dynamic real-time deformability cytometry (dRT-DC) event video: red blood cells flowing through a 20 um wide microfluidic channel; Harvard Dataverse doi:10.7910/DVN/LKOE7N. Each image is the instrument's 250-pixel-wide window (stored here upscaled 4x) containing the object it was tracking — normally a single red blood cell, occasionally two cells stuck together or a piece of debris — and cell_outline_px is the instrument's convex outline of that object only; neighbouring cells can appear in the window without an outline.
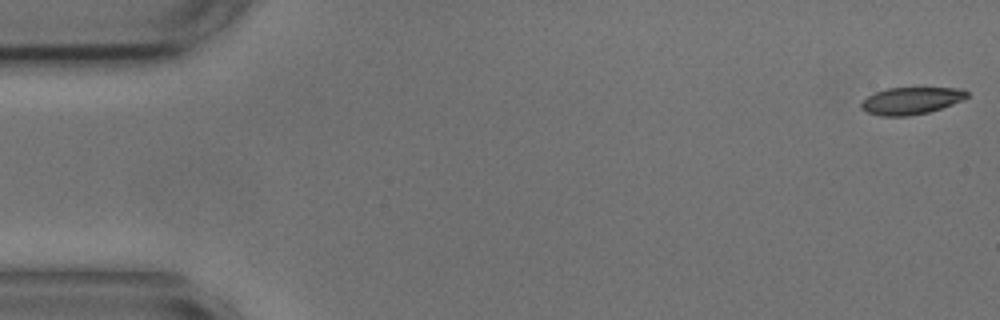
{"species": "common noctule bat (a hibernating species)", "species_latin": "Nyctalus noctula", "temperature_condition": "cold", "stored_images_in_passage": 55, "camera_frame_rate_fps": 3000, "um_per_image_px": 0.085, "animal": {"sex": "male", "body_mass_g": 17.9, "forearm_length_mm": 54.2}, "frame": {"image": 1, "passage_image": 1, "time_ms": 0.0, "image_size_px": [1000, 320], "cell_outline_px": [[968, 96], [964, 100], [928, 112], [908, 116], [880, 116], [868, 112], [860, 108], [860, 104], [868, 96], [876, 92], [888, 88], [964, 88], [968, 92]], "centroid_in_image_um": [77.46, 8.56], "position_along_channel_um": 7.5, "area_um2": 16.65}}
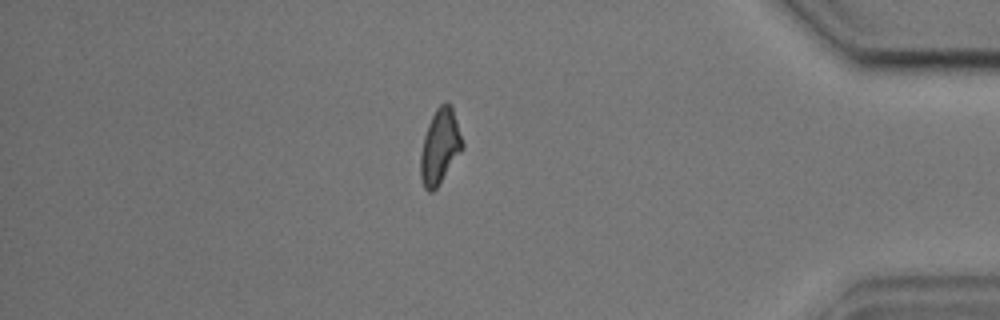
{"frame": {"image": 2, "passage_image": 47, "time_ms": 15.333, "image_size_px": [1000, 320], "cell_outline_px": [[464, 148], [436, 188], [432, 192], [428, 192], [424, 188], [420, 176], [420, 152], [424, 136], [428, 124], [436, 108], [440, 104], [448, 104], [452, 108], [464, 144]], "centroid_in_image_um": [37.38, 12.49], "position_along_channel_um": 397.8, "area_um2": 18.09}}
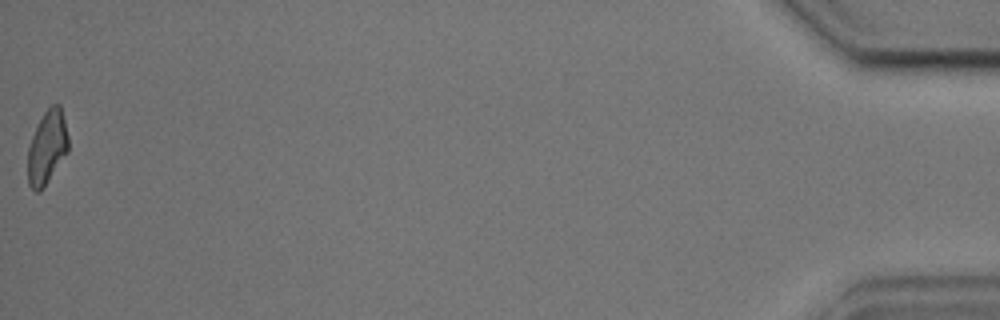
{"frame": {"image": 3, "passage_image": 55, "time_ms": 18.0, "image_size_px": [1000, 320], "cell_outline_px": [[68, 152], [44, 188], [40, 192], [36, 192], [28, 184], [28, 148], [32, 136], [44, 112], [52, 104], [60, 104], [68, 136]], "centroid_in_image_um": [4.01, 12.56], "position_along_channel_um": 431.2, "area_um2": 17.34}, "authors_computed_cell_mechanics": {"area_um2": 17.9758, "velocity_mm_per_s": 3.6169, "shape_relaxation_time_tau1_ms": 6.9312, "shape_relaxation_time_tau2_ms": 4.0724, "deformation_change_tau1": 0.1974, "deformation_change_tau2": 0.1139}}